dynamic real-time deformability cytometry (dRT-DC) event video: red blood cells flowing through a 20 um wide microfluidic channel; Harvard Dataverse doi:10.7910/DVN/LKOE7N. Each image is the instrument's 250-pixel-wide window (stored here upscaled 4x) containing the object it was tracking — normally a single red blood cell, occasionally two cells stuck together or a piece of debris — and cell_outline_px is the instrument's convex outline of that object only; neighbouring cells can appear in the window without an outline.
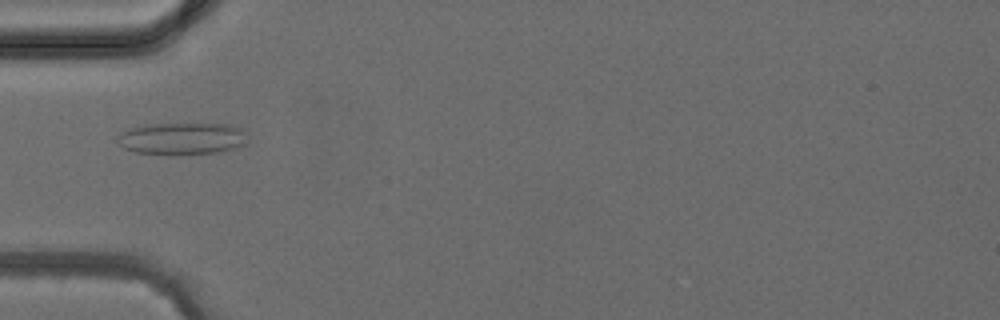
{"species": "common noctule bat (a hibernating species)", "species_latin": "Nyctalus noctula", "temperature_condition": "cold", "stored_images_in_passage": 4, "camera_frame_rate_fps": 3000, "um_per_image_px": 0.085, "animal": {"sex": "female", "body_mass_g": 24.6, "forearm_length_mm": 56.2}, "frame": {"image": 1, "passage_image": 4, "time_ms": 3.333, "image_size_px": [1000, 320], "cell_outline_px": [[248, 144], [240, 148], [216, 152], [136, 152], [124, 148], [116, 140], [116, 136], [120, 132], [128, 128], [144, 124], [228, 124], [244, 128], [248, 140]], "centroid_in_image_um": [15.53, 11.73], "position_along_channel_um": 69.5, "area_um2": 23.99}}